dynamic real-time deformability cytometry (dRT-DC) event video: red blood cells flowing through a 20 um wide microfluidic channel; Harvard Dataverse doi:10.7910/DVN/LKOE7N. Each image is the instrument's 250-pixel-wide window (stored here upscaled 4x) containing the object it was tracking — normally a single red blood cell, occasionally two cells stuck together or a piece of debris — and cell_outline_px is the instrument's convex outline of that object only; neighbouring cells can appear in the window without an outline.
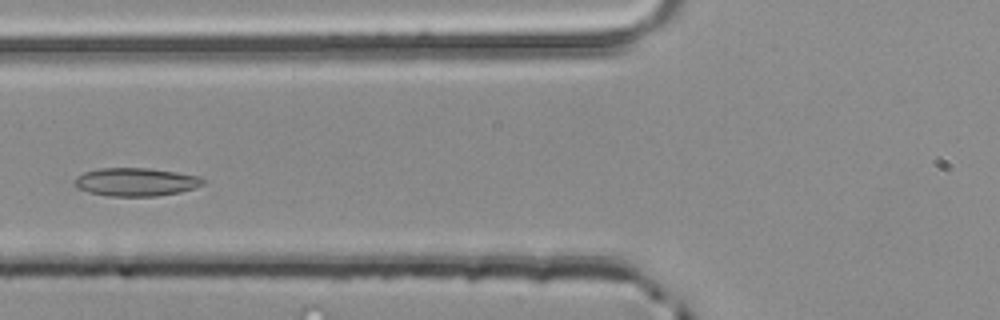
{"species": "common noctule bat (a hibernating species)", "species_latin": "Nyctalus noctula", "temperature_condition": "room temperature", "stored_images_in_passage": 3, "camera_frame_rate_fps": 3000, "um_per_image_px": 0.085, "animal": {"sex": "male", "body_mass_g": 20.4}, "frame": {"image": 1, "passage_image": 3, "time_ms": 0.667, "image_size_px": [1000, 320], "cell_outline_px": [[204, 184], [180, 192], [156, 196], [108, 196], [88, 192], [80, 188], [76, 184], [76, 176], [84, 172], [100, 168], [148, 168], [176, 172], [200, 176], [204, 180]], "centroid_in_image_um": [11.56, 15.46], "position_along_channel_um": 114.2, "area_um2": 20.92}}